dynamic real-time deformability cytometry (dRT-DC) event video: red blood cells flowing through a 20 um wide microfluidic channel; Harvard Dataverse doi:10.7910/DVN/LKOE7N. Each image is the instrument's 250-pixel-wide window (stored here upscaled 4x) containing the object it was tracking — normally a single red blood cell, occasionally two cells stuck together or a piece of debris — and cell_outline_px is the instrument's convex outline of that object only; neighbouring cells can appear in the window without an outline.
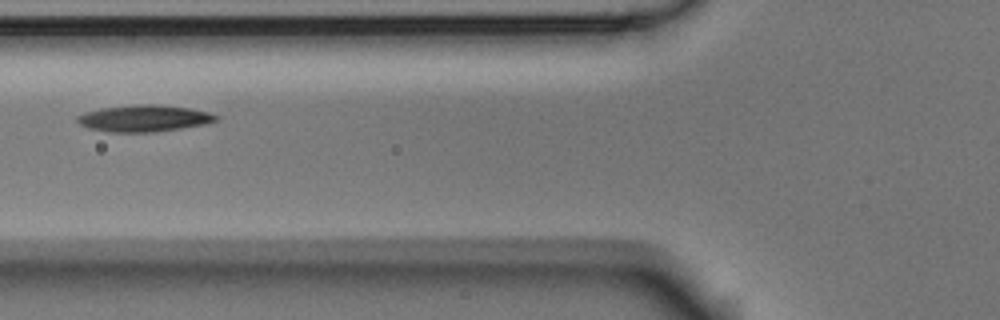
{"species": "Egyptian fruit bat (a non-hibernating species)", "species_latin": "Rousettus aegyptiacus", "temperature_condition": "room temperature", "stored_images_in_passage": 5, "camera_frame_rate_fps": 3000, "um_per_image_px": 0.085, "animal": {"sex": "male"}, "frame": {"image": 1, "passage_image": 5, "time_ms": 1.333, "image_size_px": [1000, 320], "cell_outline_px": [[220, 116], [216, 120], [208, 124], [156, 132], [108, 132], [88, 128], [80, 124], [76, 120], [76, 116], [84, 112], [100, 108], [136, 104], [156, 104], [188, 108], [208, 112]], "centroid_in_image_um": [12.23, 10.06], "position_along_channel_um": 113.6, "area_um2": 21.73}}